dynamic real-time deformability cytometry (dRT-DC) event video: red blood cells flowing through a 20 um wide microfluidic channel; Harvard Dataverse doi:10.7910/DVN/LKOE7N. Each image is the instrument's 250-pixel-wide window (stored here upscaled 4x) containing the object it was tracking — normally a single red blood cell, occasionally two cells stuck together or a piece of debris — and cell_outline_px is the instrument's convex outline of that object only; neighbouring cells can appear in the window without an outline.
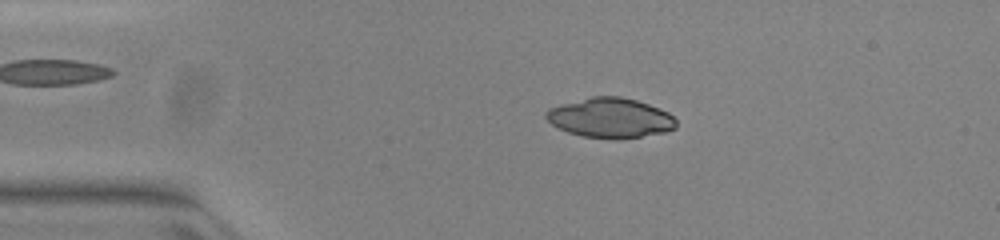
{"species": "common noctule bat (a hibernating species)", "species_latin": "Nyctalus noctula", "temperature_condition": "warm", "stored_images_in_passage": 51, "camera_frame_rate_fps": 3000, "um_per_image_px": 0.085, "animal": {"sex": "female", "body_mass_g": 23.0, "forearm_length_mm": 53.4}, "frame": {"image": 1, "passage_image": 10, "time_ms": 3.0, "image_size_px": [1000, 240], "cell_outline_px": [[676, 128], [664, 132], [616, 140], [584, 136], [568, 132], [552, 124], [544, 116], [548, 108], [592, 96], [620, 96], [636, 100], [660, 108], [668, 112], [676, 120]], "centroid_in_image_um": [51.89, 10.02], "position_along_channel_um": 33.1, "area_um2": 30.06}}
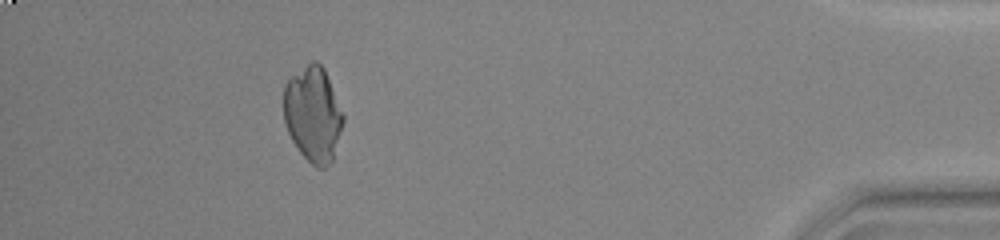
{"frame": {"image": 2, "passage_image": 46, "time_ms": 15.0, "image_size_px": [1000, 240], "cell_outline_px": [[344, 120], [332, 160], [324, 168], [316, 168], [300, 152], [292, 140], [288, 132], [284, 120], [284, 84], [292, 76], [312, 60], [316, 60], [324, 68], [344, 116]], "centroid_in_image_um": [26.6, 9.7], "position_along_channel_um": 408.6, "area_um2": 32.66}}